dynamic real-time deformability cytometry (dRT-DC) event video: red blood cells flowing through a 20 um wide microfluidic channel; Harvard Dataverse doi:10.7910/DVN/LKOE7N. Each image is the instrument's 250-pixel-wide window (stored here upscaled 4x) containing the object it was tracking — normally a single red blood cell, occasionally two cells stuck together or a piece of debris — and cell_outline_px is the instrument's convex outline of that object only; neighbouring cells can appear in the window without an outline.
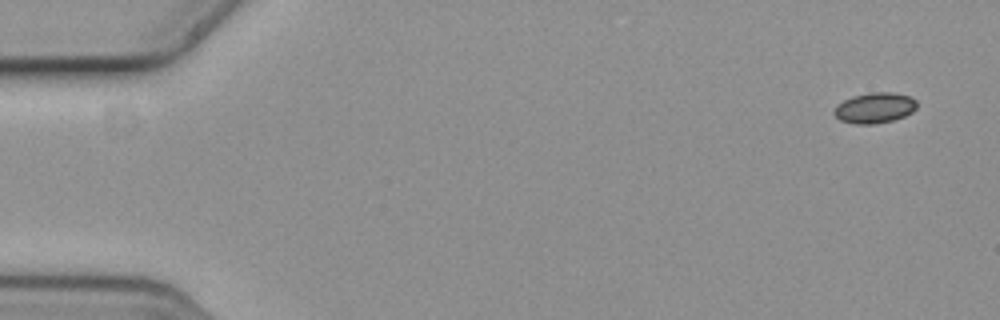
{"species": "common noctule bat (a hibernating species)", "species_latin": "Nyctalus noctula", "temperature_condition": "cold", "stored_images_in_passage": 5, "camera_frame_rate_fps": 3000, "um_per_image_px": 0.085, "animal": {"sex": "female", "body_mass_g": 19.3, "forearm_length_mm": 54.1}, "frame": {"image": 1, "passage_image": 1, "time_ms": 0.0, "image_size_px": [1000, 320], "cell_outline_px": [[916, 108], [912, 112], [904, 116], [892, 120], [876, 124], [856, 124], [840, 120], [832, 112], [836, 104], [852, 96], [868, 92], [892, 92], [908, 96], [916, 100]], "centroid_in_image_um": [74.31, 9.16], "position_along_channel_um": 10.7, "area_um2": 14.8}}
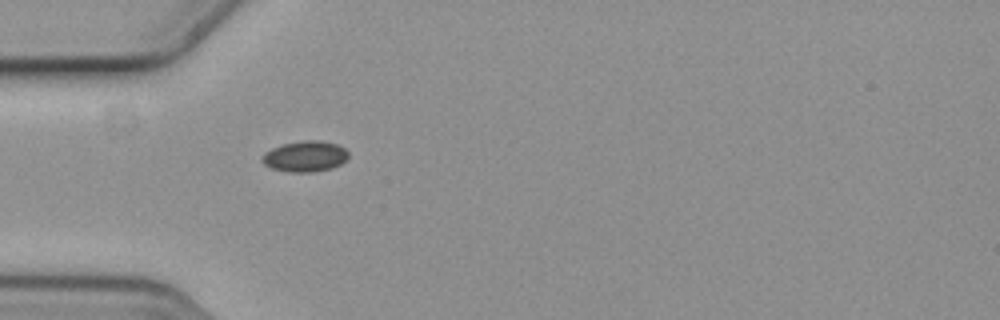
{"frame": {"image": 2, "passage_image": 5, "time_ms": 1.333, "image_size_px": [1000, 320], "cell_outline_px": [[348, 156], [340, 164], [332, 168], [312, 172], [288, 172], [272, 168], [264, 164], [260, 160], [260, 156], [264, 152], [272, 148], [284, 144], [304, 140], [320, 140], [336, 144], [344, 148], [348, 152]], "centroid_in_image_um": [25.9, 13.29], "position_along_channel_um": 59.1, "area_um2": 15.49}}